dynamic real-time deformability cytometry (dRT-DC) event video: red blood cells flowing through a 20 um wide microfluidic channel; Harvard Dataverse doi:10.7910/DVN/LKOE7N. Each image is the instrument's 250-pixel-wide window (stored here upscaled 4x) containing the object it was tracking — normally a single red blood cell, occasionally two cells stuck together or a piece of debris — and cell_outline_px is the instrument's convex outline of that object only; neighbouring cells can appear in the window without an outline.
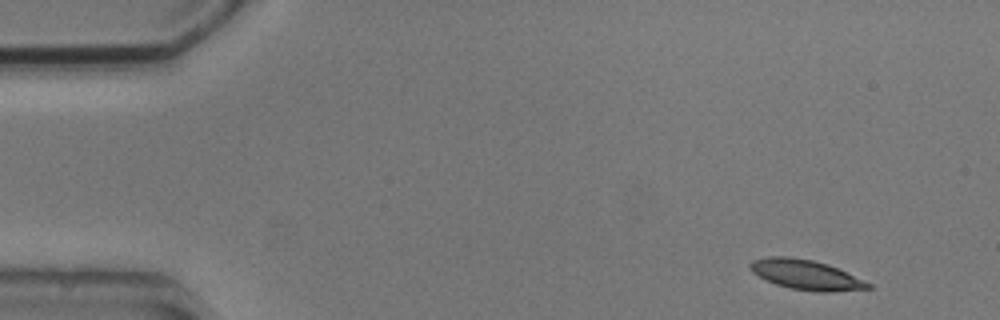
{"species": "common noctule bat (a hibernating species)", "species_latin": "Nyctalus noctula", "temperature_condition": "cold", "stored_images_in_passage": 3, "camera_frame_rate_fps": 3000, "um_per_image_px": 0.085, "animal": {"sex": "male", "body_mass_g": 20.5, "forearm_length_mm": 52.5}, "frame": {"image": 1, "passage_image": 1, "time_ms": 0.0, "image_size_px": [1000, 320], "cell_outline_px": [[872, 288], [832, 292], [816, 292], [792, 288], [776, 284], [752, 272], [748, 268], [748, 264], [752, 260], [768, 256], [788, 256], [812, 260], [828, 264], [872, 284]], "centroid_in_image_um": [68.49, 23.34], "position_along_channel_um": 16.5, "area_um2": 20.4}}
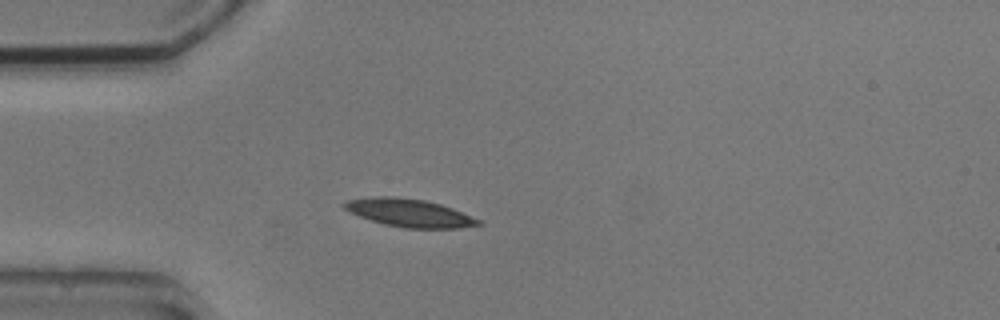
{"frame": {"image": 2, "passage_image": 3, "time_ms": 3.333, "image_size_px": [1000, 320], "cell_outline_px": [[484, 224], [460, 228], [404, 228], [384, 224], [348, 212], [340, 204], [344, 200], [372, 196], [396, 196], [424, 200], [440, 204], [452, 208], [480, 220]], "centroid_in_image_um": [34.74, 18.08], "position_along_channel_um": 50.3, "area_um2": 21.96}}